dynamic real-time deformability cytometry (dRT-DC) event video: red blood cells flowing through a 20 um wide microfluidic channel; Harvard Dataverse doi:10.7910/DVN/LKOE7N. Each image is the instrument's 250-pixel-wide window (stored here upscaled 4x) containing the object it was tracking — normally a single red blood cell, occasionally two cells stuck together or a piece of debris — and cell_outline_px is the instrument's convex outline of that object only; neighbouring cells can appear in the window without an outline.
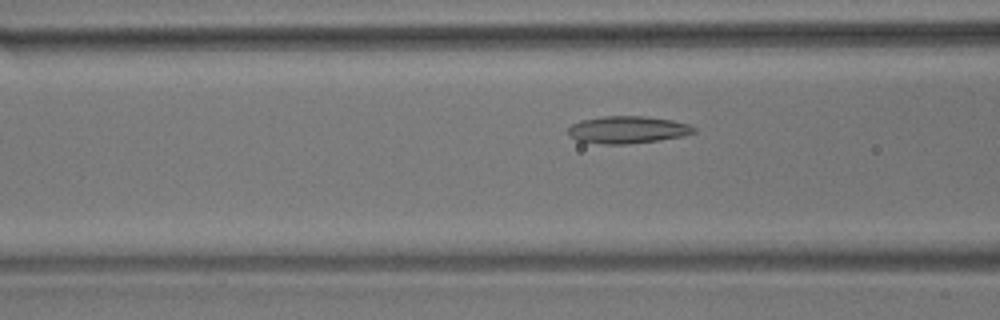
{"species": "common noctule bat (a hibernating species)", "species_latin": "Nyctalus noctula", "temperature_condition": "room temperature", "stored_images_in_passage": 52, "camera_frame_rate_fps": 3000, "um_per_image_px": 0.085, "animal": {"sex": "male", "body_mass_g": 17.9}, "frame": {"image": 1, "passage_image": 18, "time_ms": 5.667, "image_size_px": [1000, 320], "cell_outline_px": [[696, 132], [684, 136], [656, 140], [624, 144], [600, 144], [576, 140], [568, 132], [568, 128], [572, 124], [580, 120], [600, 116], [644, 116], [672, 120], [688, 124], [696, 128]], "centroid_in_image_um": [53.33, 11.02], "position_along_channel_um": 113.3, "area_um2": 19.94}}
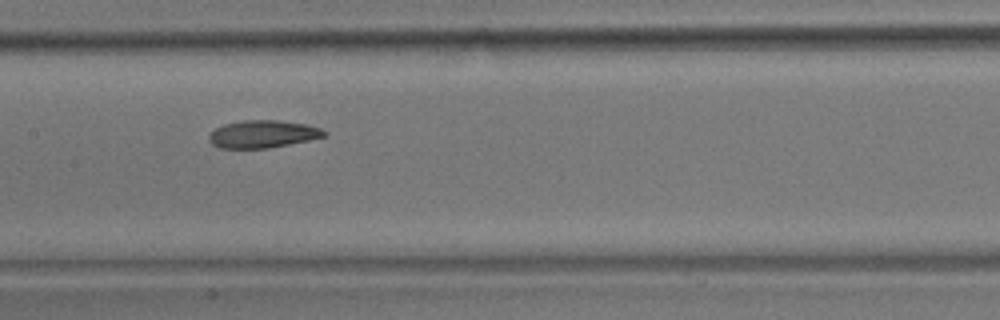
{"frame": {"image": 2, "passage_image": 24, "time_ms": 7.667, "image_size_px": [1000, 320], "cell_outline_px": [[328, 136], [268, 148], [220, 148], [212, 144], [208, 140], [208, 132], [224, 124], [240, 120], [276, 120], [304, 124], [320, 128], [328, 132]], "centroid_in_image_um": [22.3, 11.39], "position_along_channel_um": 185.1, "area_um2": 18.55}}
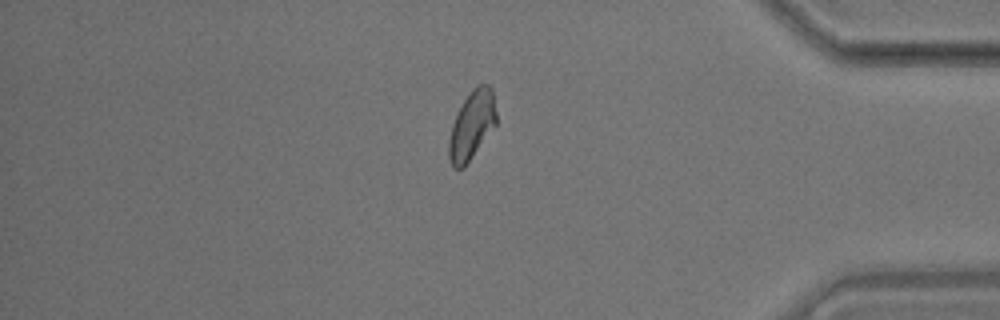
{"frame": {"image": 3, "passage_image": 44, "time_ms": 14.333, "image_size_px": [1000, 320], "cell_outline_px": [[496, 124], [464, 168], [452, 168], [448, 156], [448, 140], [452, 124], [456, 112], [472, 88], [476, 84], [488, 84], [492, 88], [496, 112]], "centroid_in_image_um": [40.08, 10.64], "position_along_channel_um": 395.1, "area_um2": 19.07}, "authors_computed_cell_mechanics": {"area_um2": 18.9295, "velocity_mm_per_s": 3.5892, "shape_relaxation_time_tau1_ms": 6.7871, "shape_relaxation_time_tau2_ms": 2.8509, "deformation_change_tau1": 0.1516, "deformation_change_tau2": 0.0861}}